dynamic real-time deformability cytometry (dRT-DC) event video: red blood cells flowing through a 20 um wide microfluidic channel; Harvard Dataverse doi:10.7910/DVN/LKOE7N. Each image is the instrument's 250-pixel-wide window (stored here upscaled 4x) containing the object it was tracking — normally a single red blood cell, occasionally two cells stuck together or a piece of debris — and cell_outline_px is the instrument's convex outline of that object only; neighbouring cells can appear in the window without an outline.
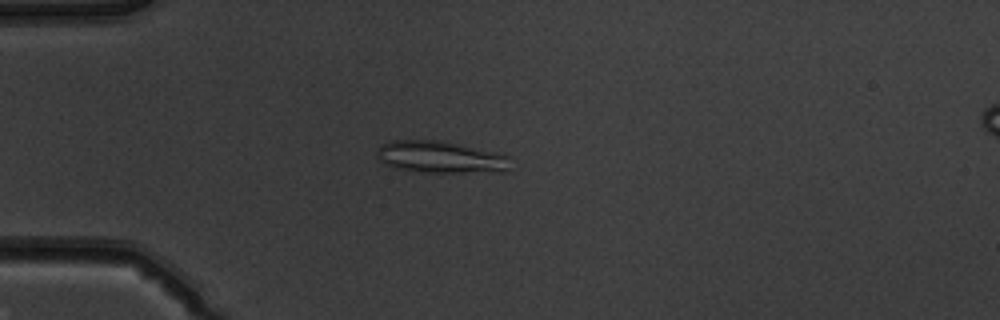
{"species": "common noctule bat (a hibernating species)", "species_latin": "Nyctalus noctula", "temperature_condition": "warm", "stored_images_in_passage": 51, "camera_frame_rate_fps": 3000, "um_per_image_px": 0.085, "animal": {"sex": "male", "body_mass_g": 19.5, "forearm_length_mm": 54.6}, "frame": {"image": 1, "passage_image": 14, "time_ms": 4.333, "image_size_px": [1000, 320], "cell_outline_px": [[512, 156], [508, 172], [420, 172], [396, 168], [384, 164], [376, 156], [376, 148], [388, 140], [440, 140], [496, 152]], "centroid_in_image_um": [37.45, 13.35], "position_along_channel_um": 47.5, "area_um2": 25.26}}
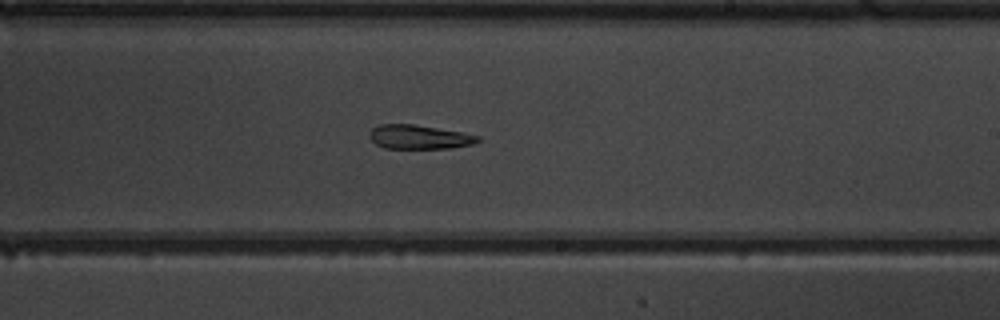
{"frame": {"image": 2, "passage_image": 31, "time_ms": 10.0, "image_size_px": [1000, 320], "cell_outline_px": [[480, 140], [472, 144], [452, 148], [384, 148], [376, 144], [368, 136], [372, 128], [380, 124], [416, 124], [460, 132], [480, 136]], "centroid_in_image_um": [35.61, 11.64], "position_along_channel_um": 253.4, "area_um2": 15.14}}
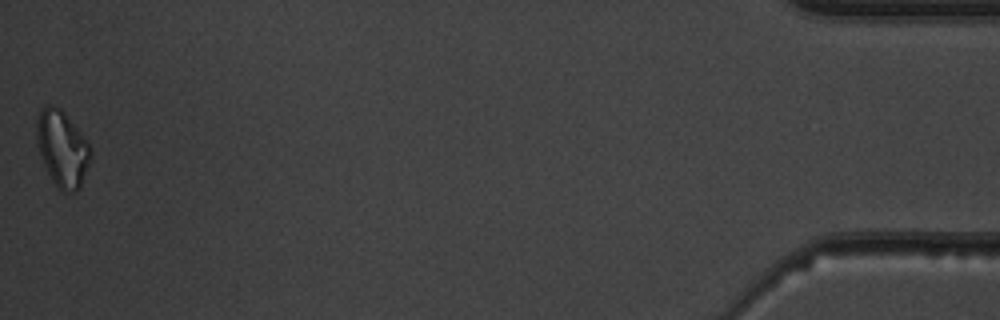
{"frame": {"image": 3, "passage_image": 51, "time_ms": 16.667, "image_size_px": [1000, 320], "cell_outline_px": [[92, 160], [80, 188], [76, 192], [64, 192], [52, 180], [44, 164], [36, 144], [36, 120], [40, 112], [44, 108], [52, 104], [60, 108], [64, 112], [88, 140], [92, 156]], "centroid_in_image_um": [5.32, 12.64], "position_along_channel_um": 429.9, "area_um2": 24.1}}